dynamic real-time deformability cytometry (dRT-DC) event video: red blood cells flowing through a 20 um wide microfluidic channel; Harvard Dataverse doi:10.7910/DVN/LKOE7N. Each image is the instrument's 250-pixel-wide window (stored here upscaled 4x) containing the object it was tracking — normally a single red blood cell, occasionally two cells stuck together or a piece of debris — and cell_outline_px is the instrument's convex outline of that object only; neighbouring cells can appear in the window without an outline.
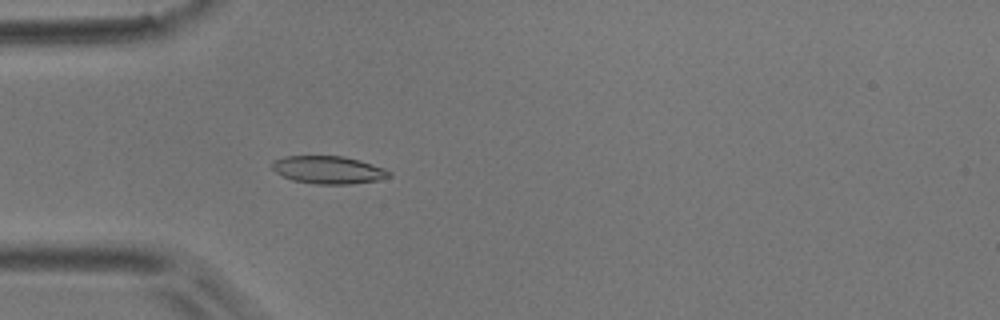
{"species": "common noctule bat (a hibernating species)", "species_latin": "Nyctalus noctula", "temperature_condition": "room temperature", "stored_images_in_passage": 41, "camera_frame_rate_fps": 3000, "um_per_image_px": 0.085, "animal": {"sex": "male", "body_mass_g": 17.9}, "frame": {"image": 1, "passage_image": 5, "time_ms": 1.333, "image_size_px": [1000, 320], "cell_outline_px": [[392, 176], [376, 180], [352, 184], [316, 184], [292, 180], [276, 172], [272, 168], [272, 160], [284, 156], [344, 156], [360, 160], [384, 168], [392, 172]], "centroid_in_image_um": [27.91, 14.43], "position_along_channel_um": 57.1, "area_um2": 18.96}}
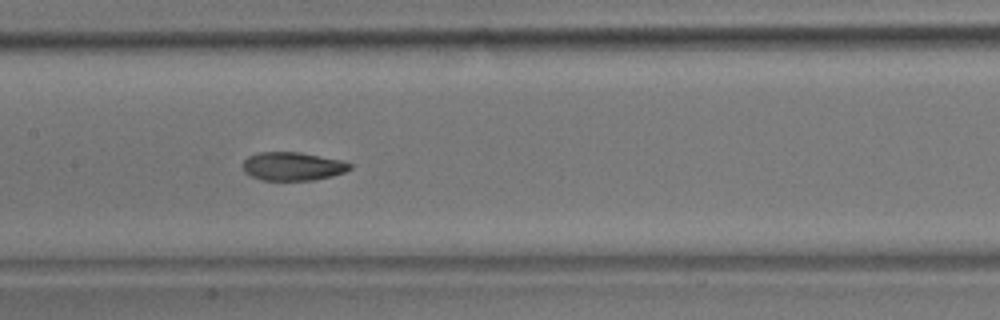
{"frame": {"image": 2, "passage_image": 15, "time_ms": 4.667, "image_size_px": [1000, 320], "cell_outline_px": [[352, 168], [344, 172], [332, 176], [312, 180], [264, 180], [252, 176], [244, 172], [244, 160], [248, 156], [260, 152], [300, 152], [340, 160], [352, 164]], "centroid_in_image_um": [24.89, 14.13], "position_along_channel_um": 182.5, "area_um2": 17.57}}
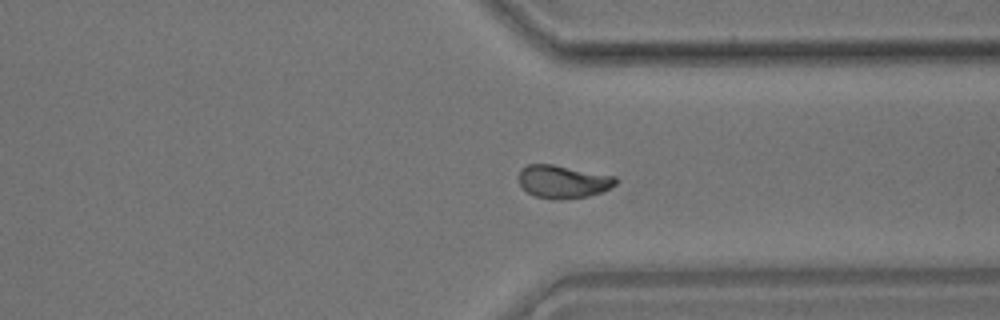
{"frame": {"image": 3, "passage_image": 29, "time_ms": 9.333, "image_size_px": [1000, 320], "cell_outline_px": [[616, 184], [600, 192], [588, 196], [560, 200], [552, 200], [536, 196], [528, 192], [520, 184], [520, 168], [528, 164], [552, 164], [616, 176]], "centroid_in_image_um": [47.85, 15.44], "position_along_channel_um": 363.6, "area_um2": 18.5}, "authors_computed_cell_mechanics": {"area_um2": 18.1492, "velocity_mm_per_s": 3.8826, "shape_relaxation_time_tau1_ms": 4.0299, "shape_relaxation_time_tau2_ms": 1.6503, "deformation_change_tau1": 0.1224, "deformation_change_tau2": 0.0574}}